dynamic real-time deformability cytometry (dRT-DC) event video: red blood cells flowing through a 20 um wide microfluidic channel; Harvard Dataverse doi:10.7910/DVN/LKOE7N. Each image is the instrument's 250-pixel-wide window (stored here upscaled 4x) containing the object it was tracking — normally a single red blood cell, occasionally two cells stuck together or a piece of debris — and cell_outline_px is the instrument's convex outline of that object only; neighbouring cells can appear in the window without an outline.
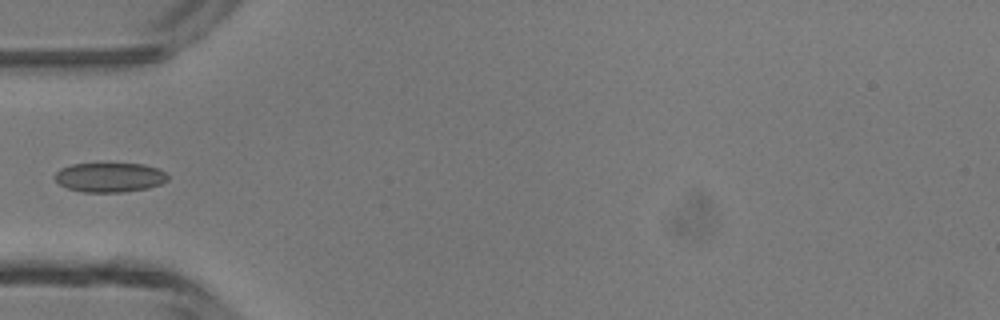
{"species": "common noctule bat (a hibernating species)", "species_latin": "Nyctalus noctula", "temperature_condition": "room temperature", "stored_images_in_passage": 3, "camera_frame_rate_fps": 3000, "um_per_image_px": 0.085, "animal": {"sex": "male", "body_mass_g": 13.3}, "frame": {"image": 1, "passage_image": 1, "time_ms": 0.0, "image_size_px": [1000, 320], "cell_outline_px": [[168, 180], [160, 184], [148, 188], [124, 192], [84, 192], [68, 188], [60, 184], [56, 180], [56, 172], [60, 168], [72, 164], [144, 164], [156, 168], [164, 172], [168, 176]], "centroid_in_image_um": [9.33, 15.08], "position_along_channel_um": 75.7, "area_um2": 19.19}}